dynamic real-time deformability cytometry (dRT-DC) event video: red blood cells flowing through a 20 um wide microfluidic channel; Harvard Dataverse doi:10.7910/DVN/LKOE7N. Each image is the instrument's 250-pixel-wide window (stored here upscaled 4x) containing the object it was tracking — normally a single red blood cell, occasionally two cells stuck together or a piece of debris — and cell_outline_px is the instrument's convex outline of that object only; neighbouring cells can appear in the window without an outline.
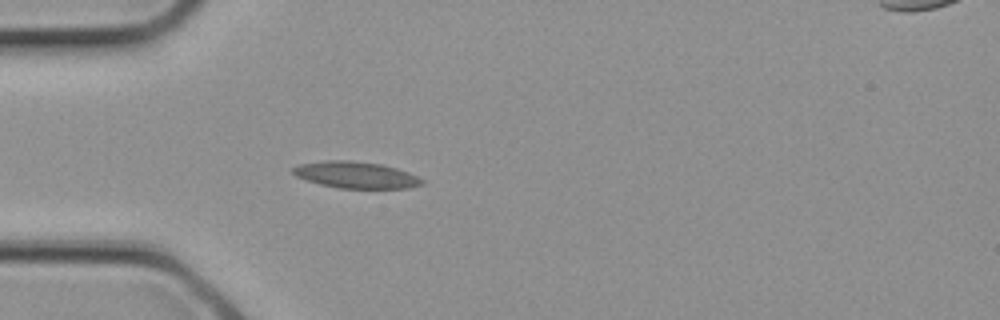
{"species": "common noctule bat (a hibernating species)", "species_latin": "Nyctalus noctula", "temperature_condition": "cold", "stored_images_in_passage": 2, "camera_frame_rate_fps": 3000, "um_per_image_px": 0.085, "animal": {"sex": "female", "body_mass_g": 21.9}, "frame": {"image": 1, "passage_image": 2, "time_ms": 0.333, "image_size_px": [1000, 320], "cell_outline_px": [[424, 184], [408, 188], [340, 188], [320, 184], [296, 176], [292, 172], [292, 168], [300, 164], [324, 160], [352, 160], [380, 164], [396, 168], [408, 172], [424, 180]], "centroid_in_image_um": [30.25, 14.86], "position_along_channel_um": 54.7, "area_um2": 19.88}}